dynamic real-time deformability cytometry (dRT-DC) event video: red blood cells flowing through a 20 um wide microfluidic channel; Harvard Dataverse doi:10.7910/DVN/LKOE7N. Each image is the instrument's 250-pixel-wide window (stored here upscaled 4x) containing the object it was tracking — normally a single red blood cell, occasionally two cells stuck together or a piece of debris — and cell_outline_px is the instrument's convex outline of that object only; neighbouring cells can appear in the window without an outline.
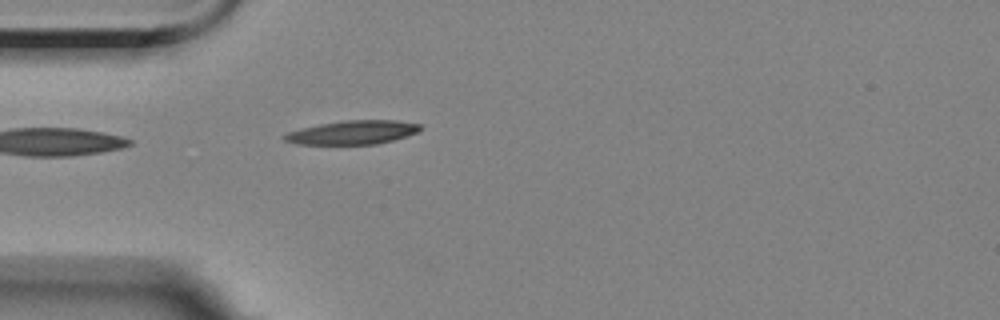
{"species": "Egyptian fruit bat (a non-hibernating species)", "species_latin": "Rousettus aegyptiacus", "temperature_condition": "room temperature", "stored_images_in_passage": 1, "camera_frame_rate_fps": 3000, "um_per_image_px": 0.085, "animal": {"sex": "female"}, "frame": {"image": 1, "passage_image": 1, "time_ms": 0.0, "image_size_px": [1000, 320], "cell_outline_px": [[424, 128], [420, 132], [392, 140], [376, 144], [296, 144], [284, 140], [280, 136], [288, 132], [300, 128], [320, 124], [344, 120], [396, 120], [420, 124]], "centroid_in_image_um": [29.98, 11.25], "position_along_channel_um": 55.0, "area_um2": 18.96}}